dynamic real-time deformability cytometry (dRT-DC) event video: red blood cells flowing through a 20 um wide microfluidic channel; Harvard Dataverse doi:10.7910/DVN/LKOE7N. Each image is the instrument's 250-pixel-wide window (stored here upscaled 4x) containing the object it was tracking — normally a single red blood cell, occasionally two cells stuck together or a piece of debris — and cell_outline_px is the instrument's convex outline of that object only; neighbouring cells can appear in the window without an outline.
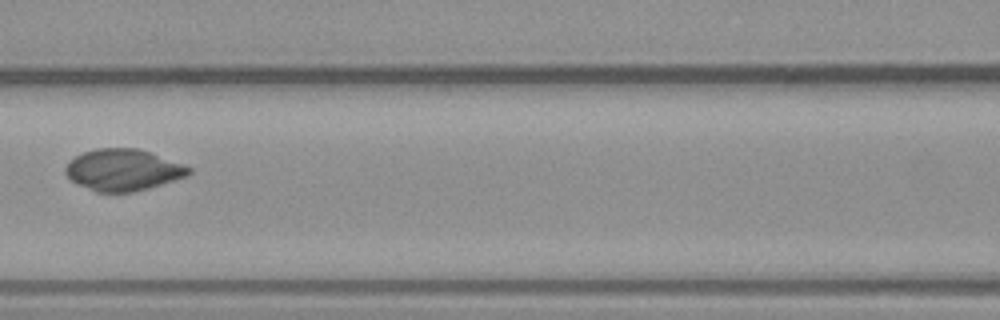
{"species": "common noctule bat (a hibernating species)", "species_latin": "Nyctalus noctula", "temperature_condition": "warm", "stored_images_in_passage": 6, "camera_frame_rate_fps": 3000, "um_per_image_px": 0.085, "animal": {"sex": "male", "body_mass_g": 23.1, "forearm_length_mm": 52.7}, "frame": {"image": 1, "passage_image": 5, "time_ms": 5.0, "image_size_px": [1000, 320], "cell_outline_px": [[192, 172], [188, 176], [148, 188], [132, 192], [96, 192], [76, 184], [64, 172], [64, 168], [76, 156], [84, 152], [96, 148], [136, 148], [148, 152], [192, 168]], "centroid_in_image_um": [10.44, 14.45], "position_along_channel_um": 156.2, "area_um2": 29.54}}
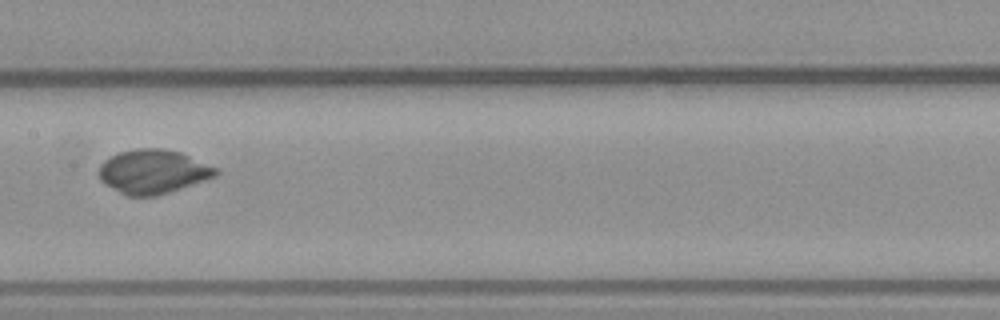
{"frame": {"image": 2, "passage_image": 6, "time_ms": 6.0, "image_size_px": [1000, 320], "cell_outline_px": [[220, 172], [216, 176], [156, 196], [128, 196], [104, 184], [100, 180], [96, 172], [100, 164], [108, 156], [120, 152], [136, 148], [164, 148], [180, 152], [220, 168]], "centroid_in_image_um": [12.98, 14.57], "position_along_channel_um": 194.4, "area_um2": 30.29}}